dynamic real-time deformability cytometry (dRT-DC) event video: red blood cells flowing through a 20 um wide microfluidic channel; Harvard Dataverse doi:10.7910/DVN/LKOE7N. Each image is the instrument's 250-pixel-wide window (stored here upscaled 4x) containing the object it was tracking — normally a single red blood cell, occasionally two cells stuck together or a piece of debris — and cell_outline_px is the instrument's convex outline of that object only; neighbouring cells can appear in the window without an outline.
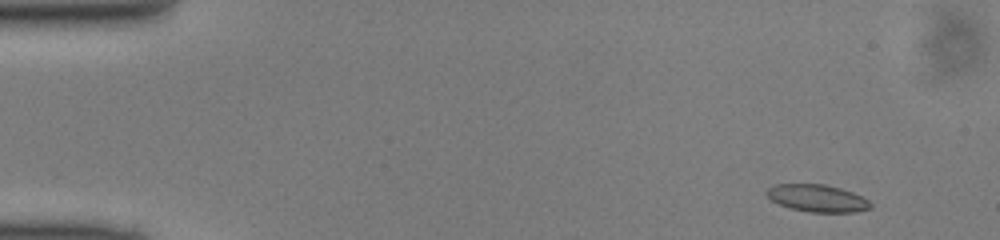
{"species": "common noctule bat (a hibernating species)", "species_latin": "Nyctalus noctula", "temperature_condition": "cold", "stored_images_in_passage": 47, "camera_frame_rate_fps": 3000, "um_per_image_px": 0.085, "animal": {"sex": "male", "body_mass_g": 13.0, "forearm_length_mm": 53.1}, "frame": {"image": 1, "passage_image": 2, "time_ms": 0.333, "image_size_px": [1000, 240], "cell_outline_px": [[872, 208], [856, 212], [808, 212], [792, 208], [780, 204], [772, 200], [764, 192], [768, 188], [776, 184], [824, 184], [840, 188], [852, 192], [868, 200], [872, 204]], "centroid_in_image_um": [69.48, 16.85], "position_along_channel_um": 15.5, "area_um2": 16.42}}
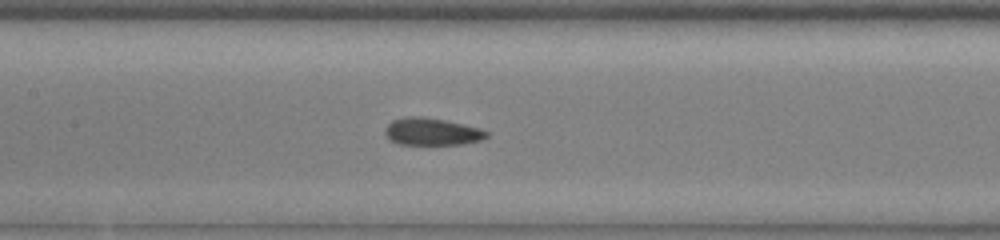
{"frame": {"image": 2, "passage_image": 21, "time_ms": 6.667, "image_size_px": [1000, 240], "cell_outline_px": [[488, 136], [480, 140], [460, 144], [396, 144], [388, 140], [384, 132], [384, 128], [392, 120], [408, 116], [420, 116], [444, 120], [464, 124], [480, 128], [488, 132]], "centroid_in_image_um": [36.66, 11.19], "position_along_channel_um": 170.7, "area_um2": 16.18}}
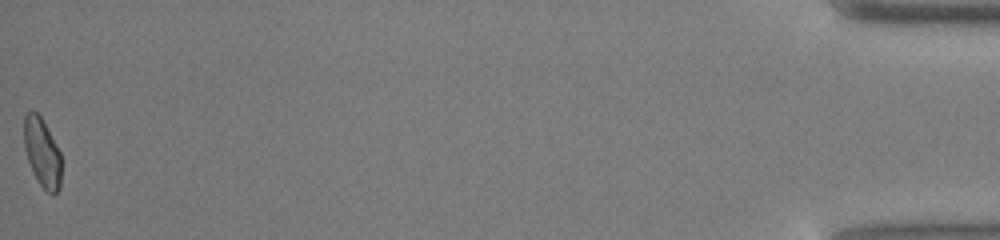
{"frame": {"image": 3, "passage_image": 47, "time_ms": 15.333, "image_size_px": [1000, 240], "cell_outline_px": [[60, 188], [52, 196], [40, 184], [32, 172], [24, 148], [24, 116], [32, 108], [40, 116], [60, 152]], "centroid_in_image_um": [3.56, 12.97], "position_along_channel_um": 431.6, "area_um2": 14.8}}